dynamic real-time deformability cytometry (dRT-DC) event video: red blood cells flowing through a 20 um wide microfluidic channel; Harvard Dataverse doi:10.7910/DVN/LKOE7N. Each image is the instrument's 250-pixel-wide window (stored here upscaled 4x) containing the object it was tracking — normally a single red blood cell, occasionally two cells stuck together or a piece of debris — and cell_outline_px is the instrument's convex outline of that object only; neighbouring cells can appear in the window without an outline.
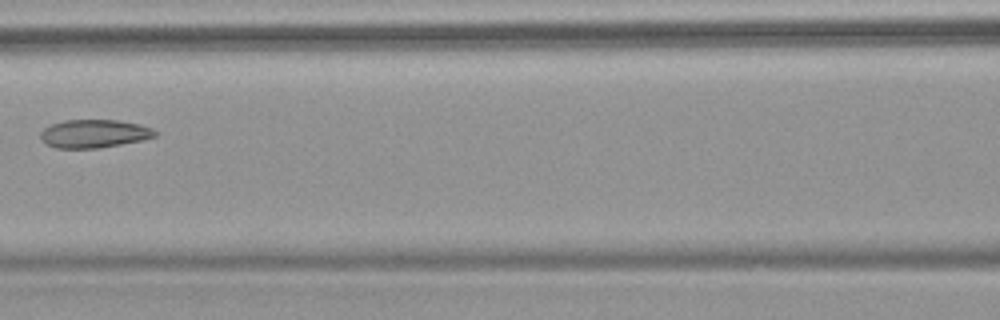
{"species": "common noctule bat (a hibernating species)", "species_latin": "Nyctalus noctula", "temperature_condition": "warm", "stored_images_in_passage": 7, "camera_frame_rate_fps": 3000, "um_per_image_px": 0.085, "animal": {"sex": "female", "body_mass_g": 18.4}, "frame": {"image": 1, "passage_image": 6, "time_ms": 7.0, "image_size_px": [1000, 320], "cell_outline_px": [[160, 132], [156, 136], [144, 140], [100, 148], [56, 148], [44, 144], [40, 140], [40, 132], [44, 128], [52, 124], [64, 120], [116, 120], [140, 124], [152, 128]], "centroid_in_image_um": [8.01, 11.37], "position_along_channel_um": 158.6, "area_um2": 19.13}}
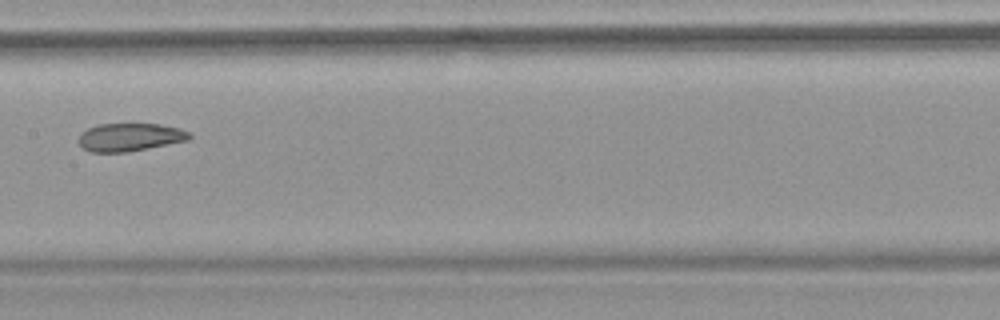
{"frame": {"image": 2, "passage_image": 7, "time_ms": 8.0, "image_size_px": [1000, 320], "cell_outline_px": [[192, 136], [188, 140], [128, 152], [88, 152], [80, 144], [80, 132], [88, 128], [100, 124], [160, 124], [180, 128], [192, 132]], "centroid_in_image_um": [11.07, 11.65], "position_along_channel_um": 196.3, "area_um2": 18.09}}